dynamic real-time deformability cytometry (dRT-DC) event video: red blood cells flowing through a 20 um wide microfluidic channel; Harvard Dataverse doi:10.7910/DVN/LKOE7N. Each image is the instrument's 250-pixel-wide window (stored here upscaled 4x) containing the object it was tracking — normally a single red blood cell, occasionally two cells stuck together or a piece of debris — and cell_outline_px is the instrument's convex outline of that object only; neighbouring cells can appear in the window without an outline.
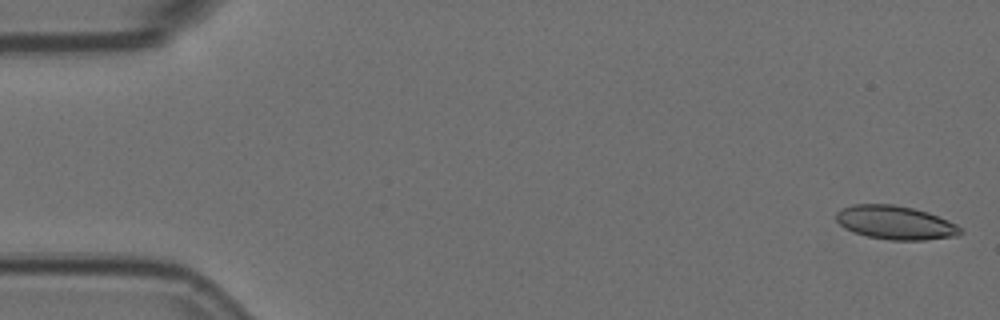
{"species": "Egyptian fruit bat (a non-hibernating species)", "species_latin": "Rousettus aegyptiacus", "temperature_condition": "room temperature", "stored_images_in_passage": 5, "camera_frame_rate_fps": 3000, "um_per_image_px": 0.085, "animal": {"sex": "female"}, "frame": {"image": 1, "passage_image": 1, "time_ms": 0.0, "image_size_px": [1000, 320], "cell_outline_px": [[964, 232], [960, 236], [924, 240], [892, 240], [868, 236], [844, 228], [836, 220], [836, 212], [840, 208], [852, 204], [892, 204], [912, 208], [928, 212], [948, 220], [956, 224]], "centroid_in_image_um": [76.12, 18.92], "position_along_channel_um": 8.9, "area_um2": 24.45}}
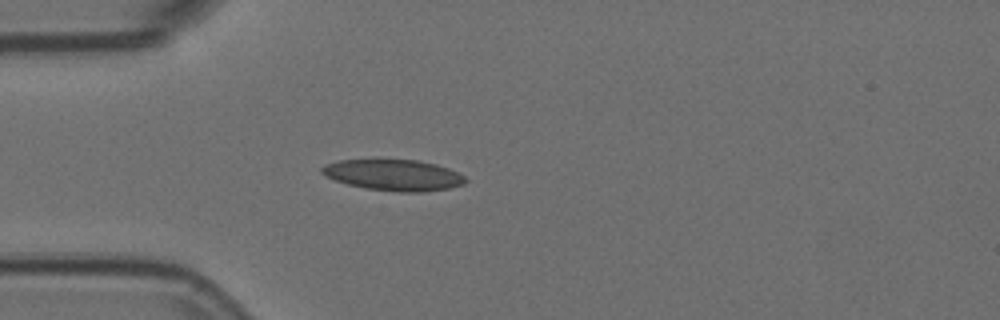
{"frame": {"image": 2, "passage_image": 5, "time_ms": 1.333, "image_size_px": [1000, 320], "cell_outline_px": [[468, 180], [464, 184], [452, 188], [420, 192], [396, 192], [364, 188], [348, 184], [324, 176], [320, 172], [320, 168], [324, 164], [340, 160], [416, 160], [436, 164], [448, 168], [464, 176]], "centroid_in_image_um": [33.45, 14.89], "position_along_channel_um": 51.6, "area_um2": 26.07}}